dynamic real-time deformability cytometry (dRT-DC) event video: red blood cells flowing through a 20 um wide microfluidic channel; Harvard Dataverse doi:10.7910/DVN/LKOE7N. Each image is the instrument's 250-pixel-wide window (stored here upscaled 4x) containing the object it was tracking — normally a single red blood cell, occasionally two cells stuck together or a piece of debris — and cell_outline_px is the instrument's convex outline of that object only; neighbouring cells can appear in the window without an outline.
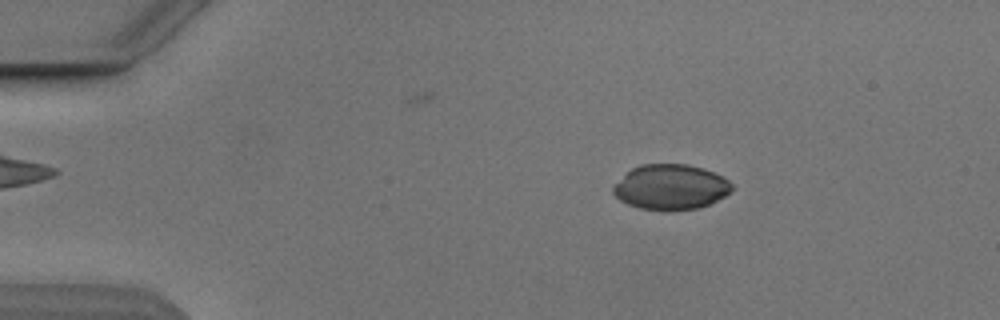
{"species": "Egyptian fruit bat (a non-hibernating species)", "species_latin": "Rousettus aegyptiacus", "temperature_condition": "cold", "stored_images_in_passage": 3, "camera_frame_rate_fps": 3000, "um_per_image_px": 0.085, "animal": {"sex": "male"}, "frame": {"image": 1, "passage_image": 1, "time_ms": 0.0, "image_size_px": [1000, 320], "cell_outline_px": [[732, 188], [724, 196], [708, 204], [696, 208], [672, 212], [668, 212], [640, 208], [628, 204], [620, 200], [612, 192], [612, 188], [632, 168], [640, 164], [688, 164], [704, 168], [728, 180], [732, 184]], "centroid_in_image_um": [56.99, 15.91], "position_along_channel_um": 28.0, "area_um2": 31.15}}